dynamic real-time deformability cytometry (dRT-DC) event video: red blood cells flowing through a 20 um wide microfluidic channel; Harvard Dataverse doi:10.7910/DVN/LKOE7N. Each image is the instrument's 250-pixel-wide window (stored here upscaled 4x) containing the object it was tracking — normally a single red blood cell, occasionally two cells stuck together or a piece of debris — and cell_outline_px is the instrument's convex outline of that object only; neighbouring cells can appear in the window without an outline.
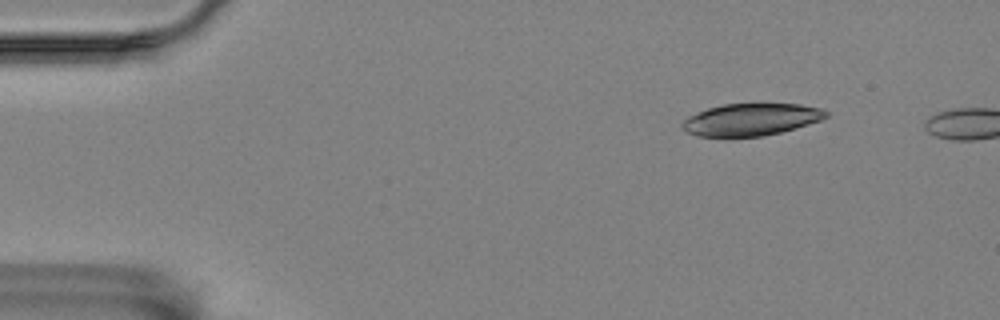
{"species": "Egyptian fruit bat (a non-hibernating species)", "species_latin": "Rousettus aegyptiacus", "temperature_condition": "room temperature", "stored_images_in_passage": 4, "camera_frame_rate_fps": 3000, "um_per_image_px": 0.085, "animal": {"sex": "female"}, "frame": {"image": 1, "passage_image": 1, "time_ms": 0.0, "image_size_px": [1000, 320], "cell_outline_px": [[828, 116], [820, 120], [808, 124], [780, 132], [764, 136], [700, 136], [688, 132], [680, 124], [688, 116], [708, 108], [724, 104], [800, 104], [820, 108], [828, 112]], "centroid_in_image_um": [63.84, 10.15], "position_along_channel_um": 21.2, "area_um2": 26.53}}